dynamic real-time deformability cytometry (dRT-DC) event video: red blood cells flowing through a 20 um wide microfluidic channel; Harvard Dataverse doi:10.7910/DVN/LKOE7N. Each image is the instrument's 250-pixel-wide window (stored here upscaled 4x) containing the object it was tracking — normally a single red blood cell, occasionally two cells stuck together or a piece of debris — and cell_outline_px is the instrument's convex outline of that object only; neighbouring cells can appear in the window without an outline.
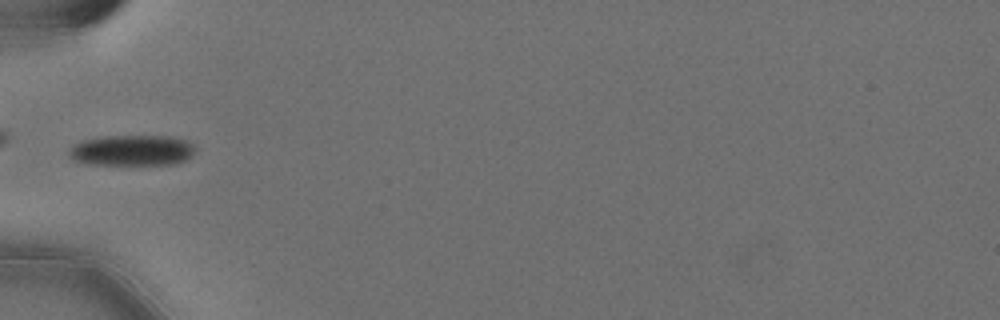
{"species": "Egyptian fruit bat (a non-hibernating species)", "species_latin": "Rousettus aegyptiacus", "temperature_condition": "cold", "stored_images_in_passage": 31, "camera_frame_rate_fps": 3000, "um_per_image_px": 0.085, "animal": {"sex": "female"}, "frame": {"image": 1, "passage_image": 1, "time_ms": 0.0, "image_size_px": [1000, 320], "cell_outline_px": [[196, 148], [192, 156], [176, 164], [88, 164], [72, 160], [68, 156], [68, 152], [76, 144], [84, 140], [104, 136], [172, 136], [188, 140]], "centroid_in_image_um": [11.25, 12.78], "position_along_channel_um": 73.7, "area_um2": 22.66}}
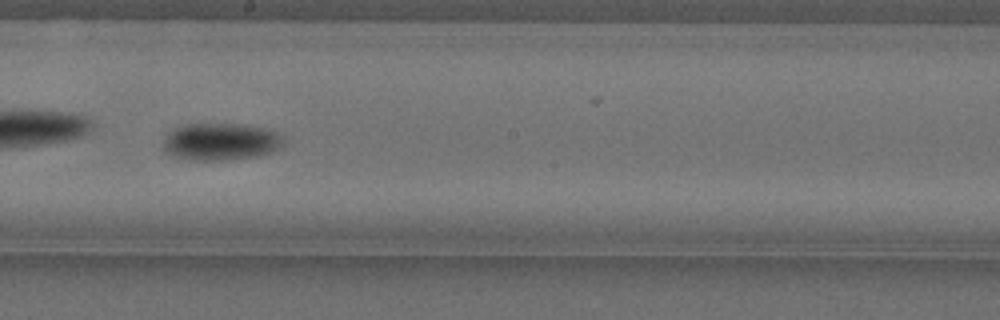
{"frame": {"image": 2, "passage_image": 14, "time_ms": 4.333, "image_size_px": [1000, 320], "cell_outline_px": [[284, 144], [280, 148], [272, 152], [256, 156], [228, 160], [192, 160], [172, 156], [164, 148], [164, 140], [176, 128], [184, 124], [244, 124], [264, 128], [276, 132], [284, 136]], "centroid_in_image_um": [18.83, 12.05], "position_along_channel_um": 229.4, "area_um2": 26.01}, "authors_computed_cell_mechanics": {"area_um2": 24.565, "velocity_mm_per_s": 3.5782, "shape_relaxation_time_tau1_ms": 4.7967, "shape_relaxation_time_tau2_ms": null, "deformation_change_tau1": 0.1387, "deformation_change_tau2": null}}